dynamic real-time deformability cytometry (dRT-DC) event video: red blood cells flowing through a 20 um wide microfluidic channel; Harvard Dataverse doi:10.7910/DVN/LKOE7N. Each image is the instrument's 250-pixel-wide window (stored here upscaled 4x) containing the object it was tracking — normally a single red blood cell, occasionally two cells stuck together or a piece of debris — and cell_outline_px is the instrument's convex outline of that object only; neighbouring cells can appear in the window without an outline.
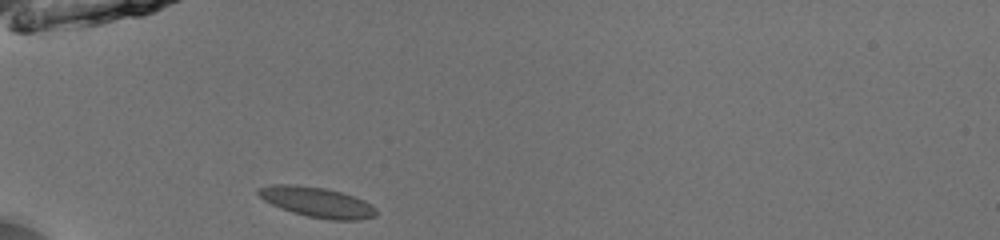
{"species": "common noctule bat (a hibernating species)", "species_latin": "Nyctalus noctula", "temperature_condition": "room temperature", "stored_images_in_passage": 35, "camera_frame_rate_fps": 3000, "um_per_image_px": 0.085, "animal": {"sex": "male", "body_mass_g": 13.0, "forearm_length_mm": 53.1}, "frame": {"image": 1, "passage_image": 1, "time_ms": 0.0, "image_size_px": [1000, 240], "cell_outline_px": [[376, 216], [360, 220], [328, 220], [308, 216], [292, 212], [280, 208], [264, 200], [256, 192], [256, 188], [272, 184], [296, 184], [324, 188], [340, 192], [364, 200], [372, 204], [376, 208]], "centroid_in_image_um": [26.94, 17.18], "position_along_channel_um": 58.1, "area_um2": 20.81}}
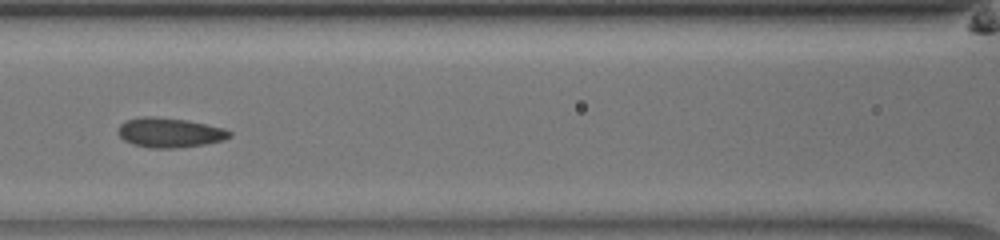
{"frame": {"image": 2, "passage_image": 9, "time_ms": 2.667, "image_size_px": [1000, 240], "cell_outline_px": [[232, 136], [224, 140], [204, 144], [176, 148], [148, 148], [132, 144], [124, 140], [116, 132], [120, 124], [124, 120], [140, 116], [152, 116], [188, 120], [224, 128], [232, 132]], "centroid_in_image_um": [14.39, 11.26], "position_along_channel_um": 152.2, "area_um2": 19.54}}
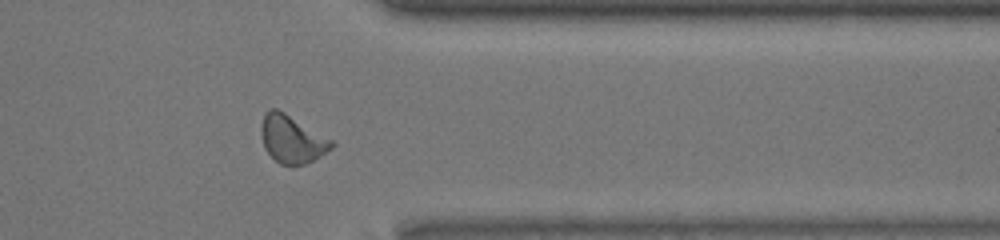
{"frame": {"image": 3, "passage_image": 27, "time_ms": 8.667, "image_size_px": [1000, 240], "cell_outline_px": [[336, 144], [332, 148], [312, 160], [304, 164], [280, 164], [264, 148], [260, 132], [260, 124], [264, 112], [268, 108], [276, 108], [284, 112], [332, 140]], "centroid_in_image_um": [24.77, 11.79], "position_along_channel_um": 386.6, "area_um2": 19.36}, "authors_computed_cell_mechanics": {"area_um2": 18.8428, "velocity_mm_per_s": 3.9556, "shape_relaxation_time_tau1_ms": 4.2218, "shape_relaxation_time_tau2_ms": 1.253, "deformation_change_tau1": 0.1047, "deformation_change_tau2": 0.0602}}